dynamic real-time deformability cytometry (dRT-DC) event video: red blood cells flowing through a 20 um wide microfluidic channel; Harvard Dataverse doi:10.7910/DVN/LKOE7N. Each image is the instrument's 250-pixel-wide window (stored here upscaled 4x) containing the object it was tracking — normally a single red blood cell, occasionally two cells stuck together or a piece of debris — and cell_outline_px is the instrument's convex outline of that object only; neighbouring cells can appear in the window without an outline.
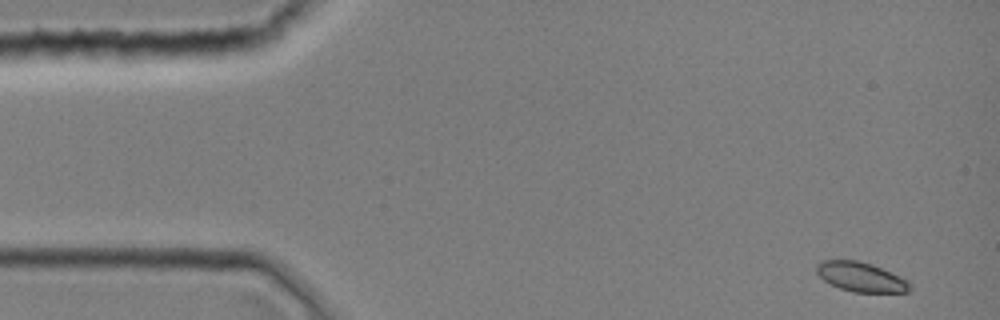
{"species": "common noctule bat (a hibernating species)", "species_latin": "Nyctalus noctula", "temperature_condition": "room temperature", "stored_images_in_passage": 9, "camera_frame_rate_fps": 3000, "um_per_image_px": 0.085, "animal": {"sex": "female", "body_mass_g": 19.0, "forearm_length_mm": 51.5}, "frame": {"image": 1, "passage_image": 1, "time_ms": 0.0, "image_size_px": [1000, 320], "cell_outline_px": [[912, 292], [852, 292], [840, 288], [824, 280], [816, 272], [816, 264], [820, 260], [856, 260], [872, 264], [900, 276], [908, 280], [912, 284]], "centroid_in_image_um": [73.21, 23.54], "position_along_channel_um": 11.8, "area_um2": 16.18}}
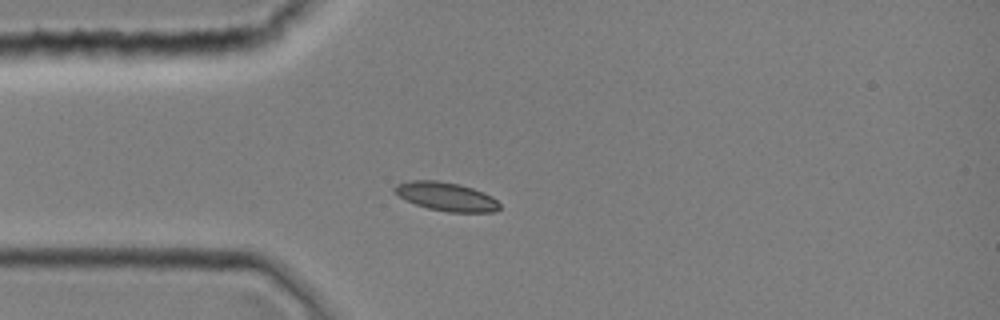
{"frame": {"image": 2, "passage_image": 9, "time_ms": 2.667, "image_size_px": [1000, 320], "cell_outline_px": [[500, 208], [492, 212], [448, 212], [428, 208], [416, 204], [400, 196], [392, 188], [396, 184], [412, 180], [436, 180], [460, 184], [484, 192], [492, 196], [500, 204]], "centroid_in_image_um": [37.95, 16.7], "position_along_channel_um": 47.0, "area_um2": 17.4}}